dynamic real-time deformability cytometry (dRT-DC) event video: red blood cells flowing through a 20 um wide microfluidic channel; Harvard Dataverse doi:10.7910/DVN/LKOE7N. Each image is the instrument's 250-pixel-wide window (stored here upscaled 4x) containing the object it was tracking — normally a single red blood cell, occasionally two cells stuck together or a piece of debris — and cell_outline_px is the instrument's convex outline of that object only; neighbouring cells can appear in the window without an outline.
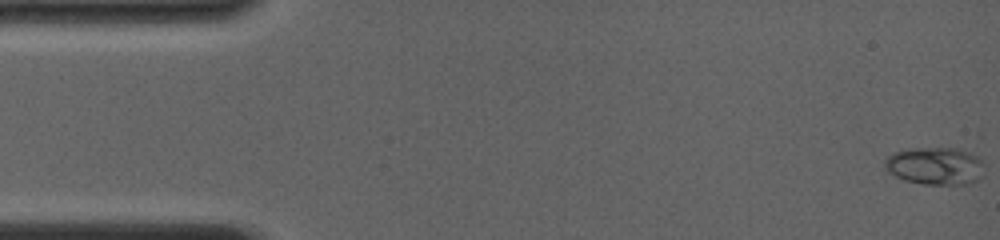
{"species": "common noctule bat (a hibernating species)", "species_latin": "Nyctalus noctula", "temperature_condition": "room temperature", "stored_images_in_passage": 71, "camera_frame_rate_fps": 4000, "um_per_image_px": 0.085, "animal": {"sex": "female", "body_mass_g": 19.0, "forearm_length_mm": 56.7}, "frame": {"image": 1, "passage_image": 1, "time_ms": 0.0, "image_size_px": [1000, 240], "cell_outline_px": [[980, 176], [976, 180], [968, 184], [924, 184], [904, 180], [888, 172], [884, 168], [884, 160], [892, 152], [912, 148], [960, 148], [972, 152], [980, 160]], "centroid_in_image_um": [79.42, 14.09], "position_along_channel_um": 5.6, "area_um2": 21.68}}
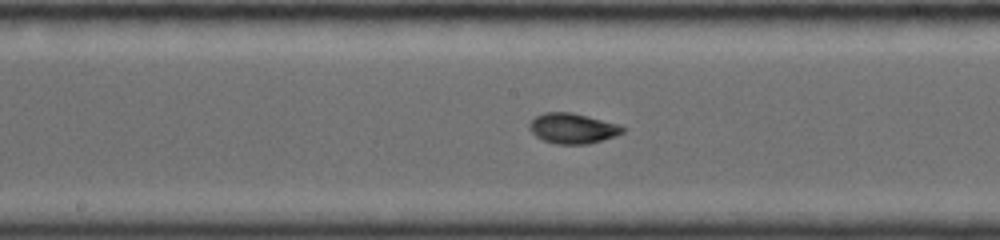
{"frame": {"image": 2, "passage_image": 42, "time_ms": 8.0, "image_size_px": [1000, 240], "cell_outline_px": [[624, 132], [588, 144], [556, 144], [544, 140], [536, 136], [528, 128], [528, 124], [536, 116], [544, 112], [572, 112], [588, 116], [616, 124], [624, 128]], "centroid_in_image_um": [48.61, 10.9], "position_along_channel_um": 199.6, "area_um2": 16.18}}
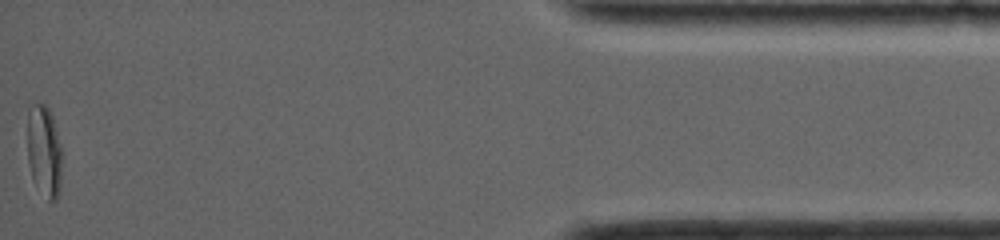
{"frame": {"image": 3, "passage_image": 71, "time_ms": 15.5, "image_size_px": [1000, 240], "cell_outline_px": [[60, 192], [56, 200], [48, 200], [32, 176], [28, 164], [28, 104], [44, 104], [48, 108], [52, 116], [60, 144]], "centroid_in_image_um": [3.74, 12.8], "position_along_channel_um": 431.5, "area_um2": 18.03}, "authors_computed_cell_mechanics": {"area_um2": 16.3574, "velocity_mm_per_s": 4.0423, "shape_relaxation_time_tau1_ms": 4.5315, "shape_relaxation_time_tau2_ms": 0.8621, "deformation_change_tau1": 0.1793, "deformation_change_tau2": 0.038}}